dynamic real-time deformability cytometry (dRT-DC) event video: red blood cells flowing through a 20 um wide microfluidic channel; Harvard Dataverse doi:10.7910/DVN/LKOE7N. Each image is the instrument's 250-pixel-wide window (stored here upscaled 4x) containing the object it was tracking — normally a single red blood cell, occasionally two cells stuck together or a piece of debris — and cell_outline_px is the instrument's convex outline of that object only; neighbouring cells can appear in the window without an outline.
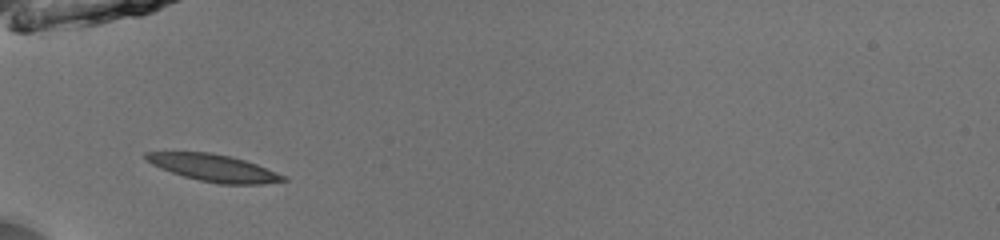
{"species": "common noctule bat (a hibernating species)", "species_latin": "Nyctalus noctula", "temperature_condition": "room temperature", "stored_images_in_passage": 34, "camera_frame_rate_fps": 3000, "um_per_image_px": 0.085, "animal": {"sex": "male", "body_mass_g": 13.0, "forearm_length_mm": 53.1}, "frame": {"image": 1, "passage_image": 1, "time_ms": 0.0, "image_size_px": [1000, 240], "cell_outline_px": [[288, 180], [260, 184], [220, 184], [200, 180], [184, 176], [160, 168], [144, 160], [144, 152], [208, 152], [232, 156], [256, 164], [288, 176]], "centroid_in_image_um": [18.18, 14.26], "position_along_channel_um": 66.8, "area_um2": 21.62}}
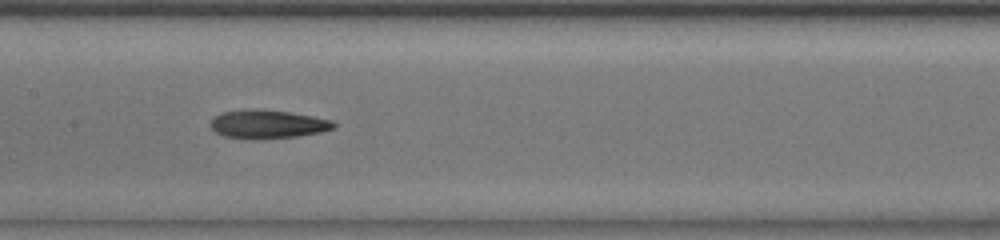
{"frame": {"image": 2, "passage_image": 10, "time_ms": 3.0, "image_size_px": [1000, 240], "cell_outline_px": [[336, 128], [320, 132], [296, 136], [256, 140], [252, 140], [224, 136], [216, 132], [212, 128], [212, 120], [220, 112], [244, 108], [288, 112], [312, 116], [332, 120], [336, 124]], "centroid_in_image_um": [22.74, 10.56], "position_along_channel_um": 184.7, "area_um2": 20.52}}
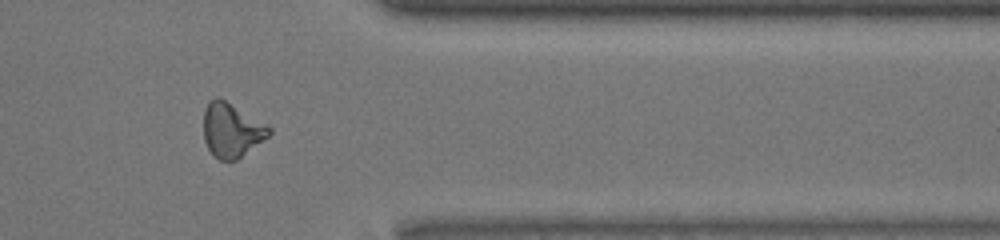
{"frame": {"image": 3, "passage_image": 26, "time_ms": 8.333, "image_size_px": [1000, 240], "cell_outline_px": [[272, 132], [268, 136], [236, 160], [220, 160], [212, 156], [204, 140], [204, 108], [216, 96], [220, 96], [272, 128]], "centroid_in_image_um": [19.66, 11.05], "position_along_channel_um": 391.7, "area_um2": 20.58}, "authors_computed_cell_mechanics": {"area_um2": 19.9121, "velocity_mm_per_s": 4.0078, "shape_relaxation_time_tau1_ms": 3.9528, "shape_relaxation_time_tau2_ms": 2.6039, "deformation_change_tau1": 0.1716, "deformation_change_tau2": 0.1122}}